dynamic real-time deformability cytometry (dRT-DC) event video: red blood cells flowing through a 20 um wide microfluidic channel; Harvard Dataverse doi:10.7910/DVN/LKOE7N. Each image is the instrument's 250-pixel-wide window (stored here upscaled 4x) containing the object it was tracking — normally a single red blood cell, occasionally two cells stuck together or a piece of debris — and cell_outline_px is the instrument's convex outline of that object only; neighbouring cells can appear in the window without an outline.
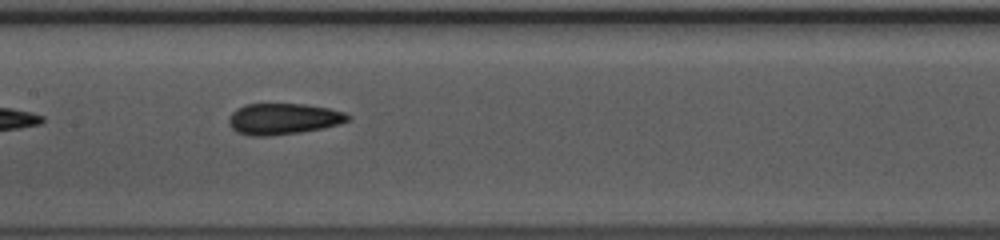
{"species": "common noctule bat (a hibernating species)", "species_latin": "Nyctalus noctula", "temperature_condition": "warm", "stored_images_in_passage": 35, "camera_frame_rate_fps": 3000, "um_per_image_px": 0.085, "animal": {"sex": "female", "body_mass_g": 10.0, "forearm_length_mm": 53.1}, "frame": {"image": 1, "passage_image": 11, "time_ms": 3.333, "image_size_px": [1000, 240], "cell_outline_px": [[352, 116], [348, 120], [324, 128], [300, 132], [268, 136], [252, 136], [236, 132], [228, 124], [228, 120], [232, 112], [236, 108], [248, 104], [304, 104], [328, 108], [344, 112]], "centroid_in_image_um": [24.05, 10.1], "position_along_channel_um": 183.4, "area_um2": 21.56}}
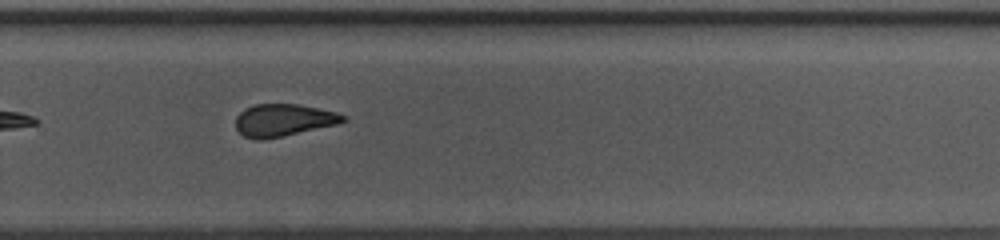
{"frame": {"image": 2, "passage_image": 20, "time_ms": 6.333, "image_size_px": [1000, 240], "cell_outline_px": [[348, 120], [340, 124], [284, 136], [264, 140], [256, 140], [244, 136], [236, 128], [236, 116], [244, 108], [256, 104], [296, 104], [336, 112], [344, 116]], "centroid_in_image_um": [24.09, 10.23], "position_along_channel_um": 305.7, "area_um2": 20.35}}
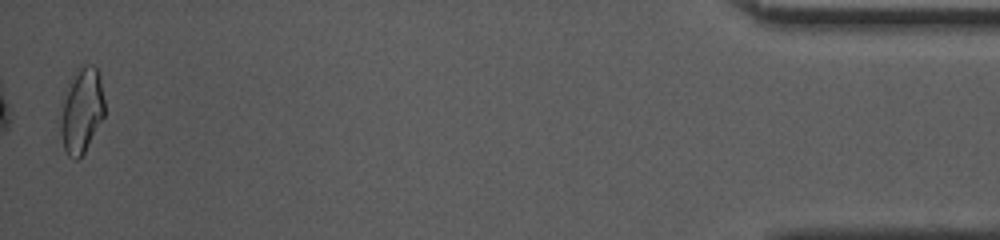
{"frame": {"image": 3, "passage_image": 35, "time_ms": 11.333, "image_size_px": [1000, 240], "cell_outline_px": [[104, 116], [84, 152], [76, 160], [68, 156], [64, 148], [60, 132], [60, 100], [68, 80], [80, 64], [92, 64], [96, 68], [100, 80], [104, 100]], "centroid_in_image_um": [6.88, 9.33], "position_along_channel_um": 428.3, "area_um2": 22.31}, "authors_computed_cell_mechanics": {"area_um2": 20.7502, "velocity_mm_per_s": 4.1024, "shape_relaxation_time_tau1_ms": null, "shape_relaxation_time_tau2_ms": 2.6128, "deformation_change_tau1": null, "deformation_change_tau2": 0.1021}}